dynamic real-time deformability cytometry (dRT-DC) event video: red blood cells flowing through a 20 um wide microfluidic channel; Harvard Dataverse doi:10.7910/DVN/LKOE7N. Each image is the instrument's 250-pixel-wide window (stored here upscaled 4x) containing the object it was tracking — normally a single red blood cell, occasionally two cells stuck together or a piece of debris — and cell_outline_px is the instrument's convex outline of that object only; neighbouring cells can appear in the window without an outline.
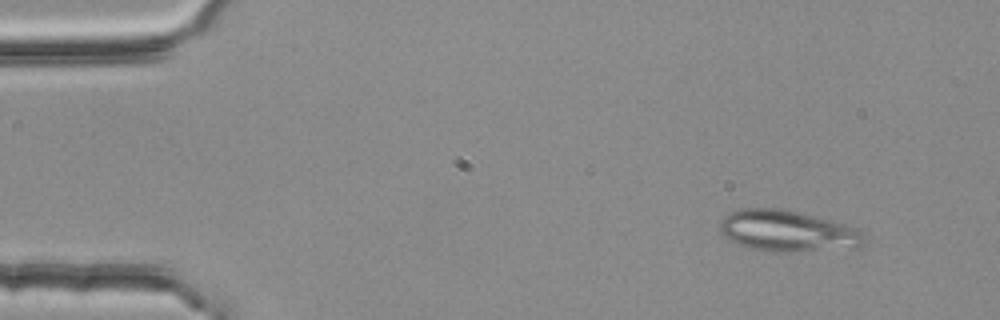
{"species": "common noctule bat (a hibernating species)", "species_latin": "Nyctalus noctula", "temperature_condition": "room temperature", "stored_images_in_passage": 3, "camera_frame_rate_fps": 3000, "um_per_image_px": 0.085, "animal": {"sex": "female", "body_mass_g": 25.1}, "frame": {"image": 1, "passage_image": 1, "time_ms": 0.0, "image_size_px": [1000, 320], "cell_outline_px": [[864, 236], [860, 244], [784, 252], [768, 252], [748, 248], [724, 236], [720, 232], [720, 220], [724, 216], [732, 212], [744, 208], [776, 208], [800, 212], [832, 220], [856, 228], [864, 232]], "centroid_in_image_um": [66.81, 19.6], "position_along_channel_um": 18.2, "area_um2": 33.64}}